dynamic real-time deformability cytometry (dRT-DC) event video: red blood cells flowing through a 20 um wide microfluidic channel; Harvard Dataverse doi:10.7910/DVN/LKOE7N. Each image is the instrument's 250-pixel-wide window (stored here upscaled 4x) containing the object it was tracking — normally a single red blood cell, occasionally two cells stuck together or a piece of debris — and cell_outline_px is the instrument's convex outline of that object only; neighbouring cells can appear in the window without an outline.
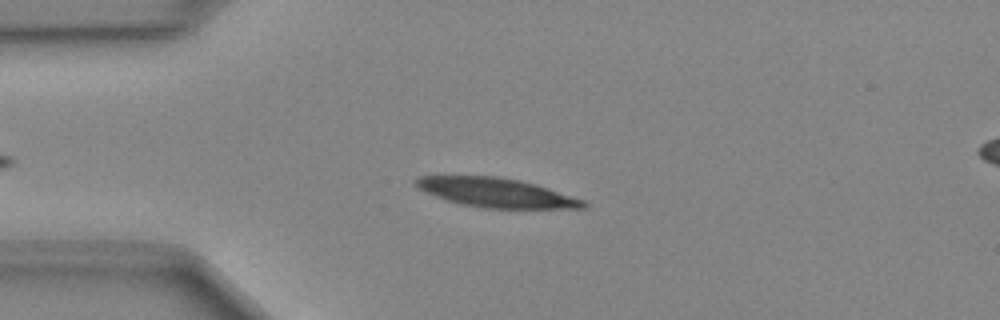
{"species": "Egyptian fruit bat (a non-hibernating species)", "species_latin": "Rousettus aegyptiacus", "temperature_condition": "cold", "stored_images_in_passage": 38, "camera_frame_rate_fps": 3000, "um_per_image_px": 0.085, "animal": {"sex": "female"}, "frame": {"image": 1, "passage_image": 8, "time_ms": 2.333, "image_size_px": [1000, 320], "cell_outline_px": [[588, 208], [484, 208], [464, 204], [448, 200], [436, 196], [416, 188], [412, 180], [420, 176], [500, 176], [520, 180], [536, 184], [584, 200], [588, 204]], "centroid_in_image_um": [42.17, 16.36], "position_along_channel_um": 42.8, "area_um2": 28.44}}
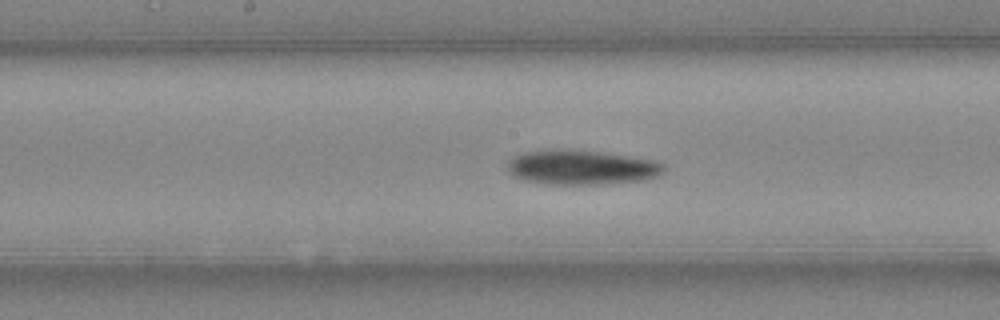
{"frame": {"image": 2, "passage_image": 21, "time_ms": 6.667, "image_size_px": [1000, 320], "cell_outline_px": [[668, 168], [660, 176], [644, 180], [600, 184], [548, 184], [524, 180], [512, 176], [508, 172], [508, 164], [516, 156], [528, 152], [560, 148], [600, 152], [656, 160], [664, 164]], "centroid_in_image_um": [49.5, 14.23], "position_along_channel_um": 198.7, "area_um2": 31.62}}
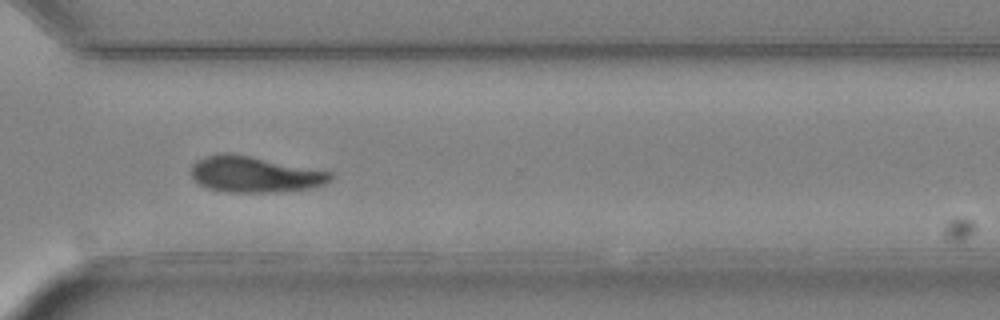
{"frame": {"image": 3, "passage_image": 32, "time_ms": 10.333, "image_size_px": [1000, 320], "cell_outline_px": [[332, 180], [328, 184], [312, 188], [272, 192], [228, 192], [208, 188], [200, 184], [192, 176], [192, 164], [196, 160], [220, 152], [224, 152], [248, 156], [332, 172]], "centroid_in_image_um": [21.67, 14.83], "position_along_channel_um": 348.9, "area_um2": 28.96}}